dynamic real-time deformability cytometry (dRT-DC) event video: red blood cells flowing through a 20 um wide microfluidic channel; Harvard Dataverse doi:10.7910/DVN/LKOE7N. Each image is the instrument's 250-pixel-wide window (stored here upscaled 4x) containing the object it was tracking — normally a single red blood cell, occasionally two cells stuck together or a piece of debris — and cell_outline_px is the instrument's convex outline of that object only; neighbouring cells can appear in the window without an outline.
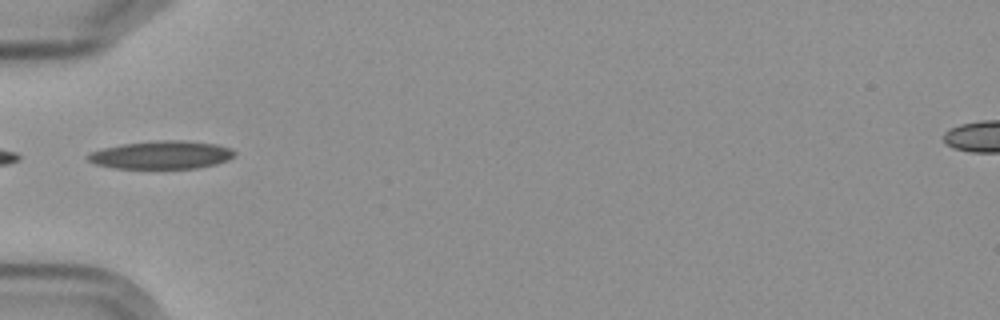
{"species": "Egyptian fruit bat (a non-hibernating species)", "species_latin": "Rousettus aegyptiacus", "temperature_condition": "cold", "stored_images_in_passage": 4, "camera_frame_rate_fps": 3000, "um_per_image_px": 0.085, "frame": {"image": 1, "passage_image": 2, "time_ms": 1.0, "image_size_px": [1000, 320], "cell_outline_px": [[236, 152], [228, 160], [216, 164], [196, 168], [112, 168], [96, 164], [88, 160], [84, 156], [88, 152], [104, 148], [124, 144], [156, 140], [184, 140], [216, 144], [232, 148]], "centroid_in_image_um": [13.71, 13.16], "position_along_channel_um": 71.3, "area_um2": 24.04}}
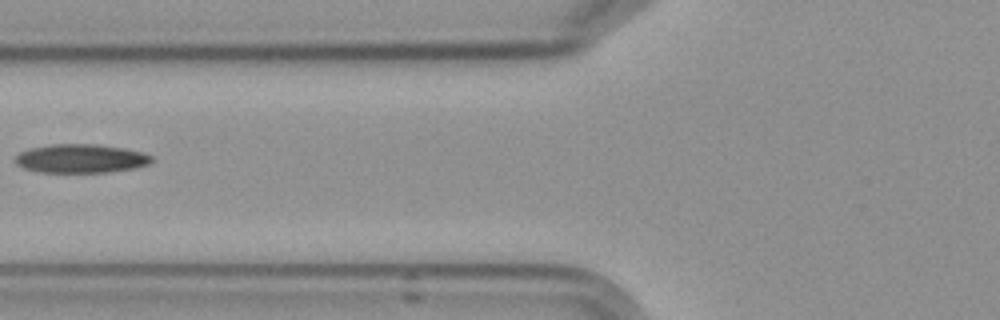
{"frame": {"image": 2, "passage_image": 3, "time_ms": 2.333, "image_size_px": [1000, 320], "cell_outline_px": [[156, 160], [152, 164], [136, 168], [108, 172], [40, 172], [24, 168], [16, 164], [16, 156], [20, 152], [28, 148], [52, 144], [96, 144], [124, 148], [144, 152], [152, 156]], "centroid_in_image_um": [6.94, 13.47], "position_along_channel_um": 118.9, "area_um2": 23.12}}
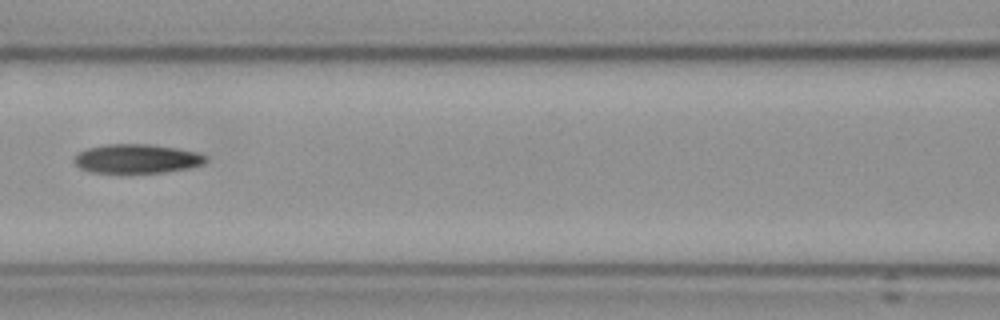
{"frame": {"image": 3, "passage_image": 4, "time_ms": 3.333, "image_size_px": [1000, 320], "cell_outline_px": [[208, 160], [204, 164], [188, 168], [164, 172], [92, 172], [80, 168], [72, 160], [80, 152], [88, 148], [104, 144], [148, 144], [176, 148], [200, 152], [208, 156]], "centroid_in_image_um": [11.68, 13.48], "position_along_channel_um": 154.9, "area_um2": 22.25}}